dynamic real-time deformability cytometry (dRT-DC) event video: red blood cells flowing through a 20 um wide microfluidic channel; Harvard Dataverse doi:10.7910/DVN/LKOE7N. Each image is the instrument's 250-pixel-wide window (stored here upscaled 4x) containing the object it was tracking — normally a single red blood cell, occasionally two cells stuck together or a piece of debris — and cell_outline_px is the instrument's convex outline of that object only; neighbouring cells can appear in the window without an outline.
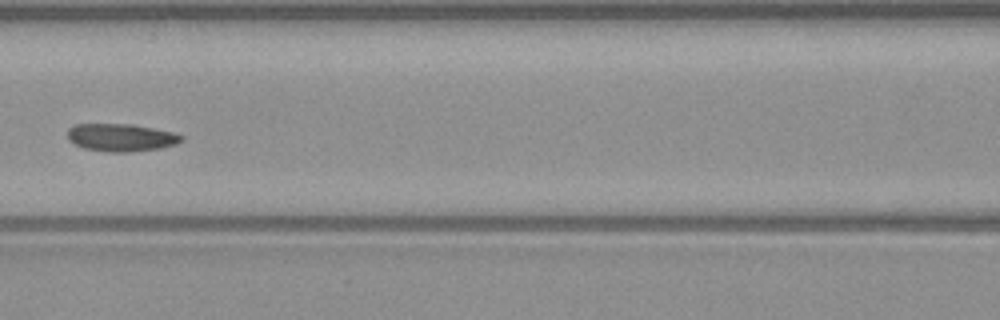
{"species": "common noctule bat (a hibernating species)", "species_latin": "Nyctalus noctula", "temperature_condition": "warm", "stored_images_in_passage": 8, "camera_frame_rate_fps": 3000, "um_per_image_px": 0.085, "animal": {"sex": "male", "body_mass_g": 23.1, "forearm_length_mm": 52.7}, "frame": {"image": 1, "passage_image": 7, "time_ms": 7.333, "image_size_px": [1000, 320], "cell_outline_px": [[184, 140], [176, 144], [160, 148], [128, 152], [108, 152], [84, 148], [68, 140], [68, 128], [76, 124], [132, 124], [172, 132], [184, 136]], "centroid_in_image_um": [10.3, 11.69], "position_along_channel_um": 156.3, "area_um2": 18.32}}
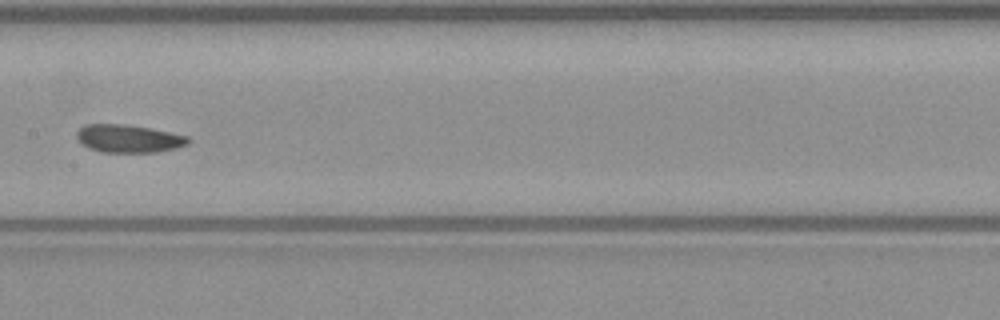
{"frame": {"image": 2, "passage_image": 8, "time_ms": 8.333, "image_size_px": [1000, 320], "cell_outline_px": [[192, 140], [188, 144], [176, 148], [156, 152], [100, 152], [88, 148], [76, 136], [76, 132], [84, 124], [120, 124], [148, 128], [188, 136]], "centroid_in_image_um": [10.93, 11.78], "position_along_channel_um": 196.5, "area_um2": 17.98}}